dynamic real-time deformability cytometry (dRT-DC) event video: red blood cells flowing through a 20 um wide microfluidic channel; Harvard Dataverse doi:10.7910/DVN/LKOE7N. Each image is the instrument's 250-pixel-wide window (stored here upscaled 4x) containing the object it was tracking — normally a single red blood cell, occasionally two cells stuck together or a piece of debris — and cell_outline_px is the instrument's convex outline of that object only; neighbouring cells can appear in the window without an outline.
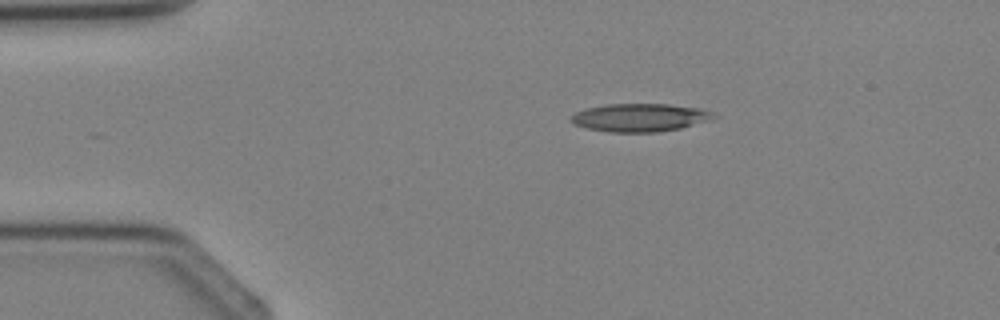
{"species": "Egyptian fruit bat (a non-hibernating species)", "species_latin": "Rousettus aegyptiacus", "temperature_condition": "cold", "stored_images_in_passage": 2, "camera_frame_rate_fps": 3000, "um_per_image_px": 0.085, "animal": {"sex": "female"}, "frame": {"image": 1, "passage_image": 1, "time_ms": 0.0, "image_size_px": [1000, 320], "cell_outline_px": [[716, 116], [708, 120], [680, 128], [656, 132], [608, 132], [588, 128], [576, 124], [572, 120], [572, 116], [576, 112], [588, 108], [604, 104], [668, 104], [700, 108], [712, 112]], "centroid_in_image_um": [54.4, 9.98], "position_along_channel_um": 30.6, "area_um2": 22.95}}